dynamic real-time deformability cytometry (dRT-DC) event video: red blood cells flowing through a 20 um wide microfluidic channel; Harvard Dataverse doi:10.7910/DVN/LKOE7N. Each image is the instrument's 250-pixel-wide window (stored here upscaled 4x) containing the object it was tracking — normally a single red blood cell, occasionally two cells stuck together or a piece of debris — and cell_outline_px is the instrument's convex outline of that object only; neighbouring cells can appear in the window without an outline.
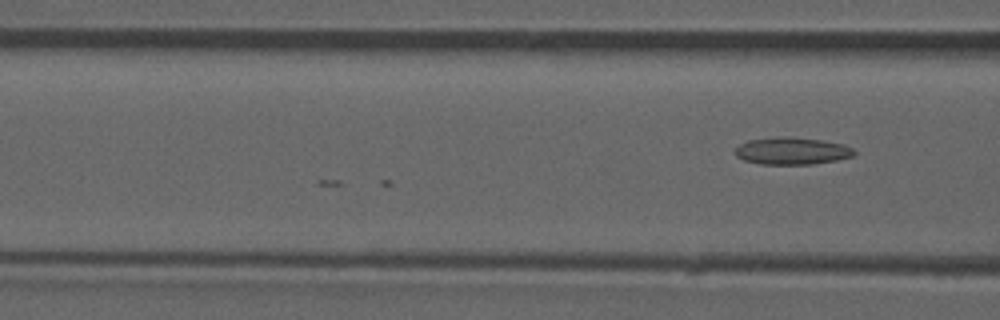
{"species": "common noctule bat (a hibernating species)", "species_latin": "Nyctalus noctula", "temperature_condition": "room temperature", "stored_images_in_passage": 5, "camera_frame_rate_fps": 3000, "um_per_image_px": 0.085, "animal": {"sex": "male", "forearm_length_mm": 52.5}, "frame": {"image": 1, "passage_image": 5, "time_ms": 1.333, "image_size_px": [1000, 320], "cell_outline_px": [[856, 152], [852, 156], [836, 160], [812, 164], [760, 164], [744, 160], [736, 156], [736, 148], [740, 144], [748, 140], [824, 140], [844, 144], [852, 148]], "centroid_in_image_um": [67.36, 12.89], "position_along_channel_um": 99.2, "area_um2": 17.69}}